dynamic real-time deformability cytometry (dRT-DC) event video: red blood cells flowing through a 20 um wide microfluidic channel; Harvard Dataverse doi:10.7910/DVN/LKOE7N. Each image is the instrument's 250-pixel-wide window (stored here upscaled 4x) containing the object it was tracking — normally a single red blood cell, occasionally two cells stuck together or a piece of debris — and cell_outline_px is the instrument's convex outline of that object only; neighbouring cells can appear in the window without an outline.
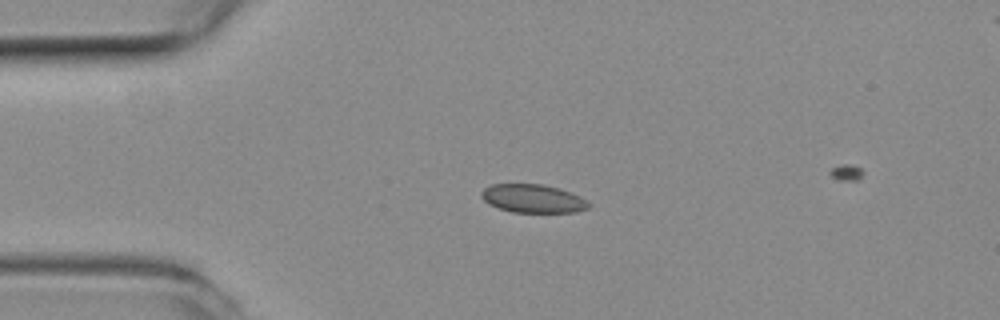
{"species": "common noctule bat (a hibernating species)", "species_latin": "Nyctalus noctula", "temperature_condition": "room temperature", "stored_images_in_passage": 9, "camera_frame_rate_fps": 3000, "um_per_image_px": 0.085, "animal": {"sex": "female", "body_mass_g": 19.3, "forearm_length_mm": 54.1}, "frame": {"image": 1, "passage_image": 6, "time_ms": 1.667, "image_size_px": [1000, 320], "cell_outline_px": [[592, 204], [588, 208], [576, 212], [512, 212], [488, 204], [480, 196], [480, 192], [484, 188], [492, 184], [544, 184], [560, 188], [580, 196]], "centroid_in_image_um": [45.3, 16.87], "position_along_channel_um": 39.7, "area_um2": 17.86}}